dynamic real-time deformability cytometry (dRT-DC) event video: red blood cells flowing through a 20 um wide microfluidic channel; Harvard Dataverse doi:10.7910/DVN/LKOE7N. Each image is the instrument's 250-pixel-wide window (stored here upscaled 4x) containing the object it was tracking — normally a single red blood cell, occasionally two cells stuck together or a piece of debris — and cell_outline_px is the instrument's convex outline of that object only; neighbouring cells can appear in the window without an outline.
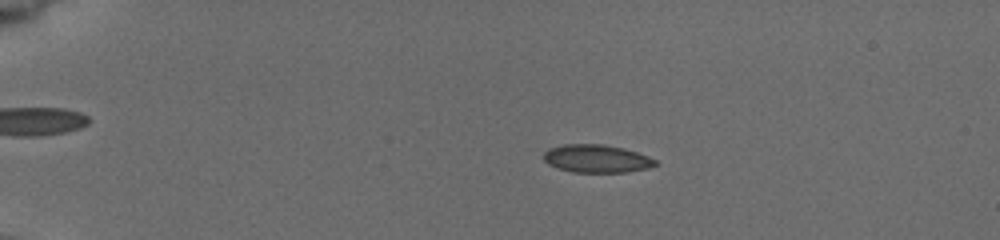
{"species": "common noctule bat (a hibernating species)", "species_latin": "Nyctalus noctula", "temperature_condition": "cold", "stored_images_in_passage": 58, "camera_frame_rate_fps": 3000, "um_per_image_px": 0.085, "animal": {"sex": "female", "body_mass_g": 19.5, "forearm_length_mm": 54.1}, "frame": {"image": 1, "passage_image": 12, "time_ms": 4.0, "image_size_px": [1000, 240], "cell_outline_px": [[656, 164], [644, 168], [628, 172], [572, 172], [548, 164], [544, 160], [544, 152], [548, 148], [564, 144], [604, 144], [624, 148], [648, 156], [656, 160]], "centroid_in_image_um": [50.68, 13.47], "position_along_channel_um": 34.3, "area_um2": 18.03}}
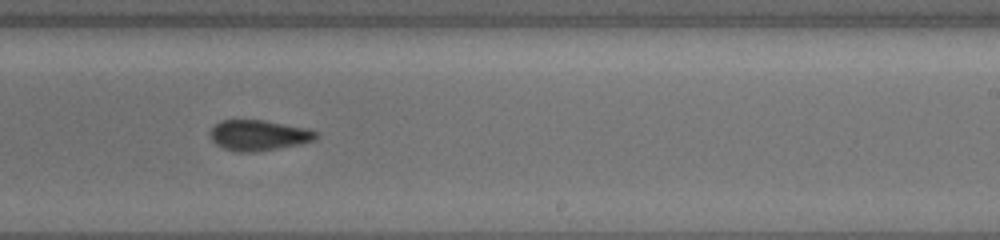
{"frame": {"image": 2, "passage_image": 37, "time_ms": 12.0, "image_size_px": [1000, 240], "cell_outline_px": [[316, 140], [300, 144], [256, 152], [236, 152], [224, 148], [216, 144], [212, 140], [212, 128], [220, 120], [264, 120], [308, 128], [316, 132]], "centroid_in_image_um": [22.0, 11.5], "position_along_channel_um": 267.0, "area_um2": 18.73}}
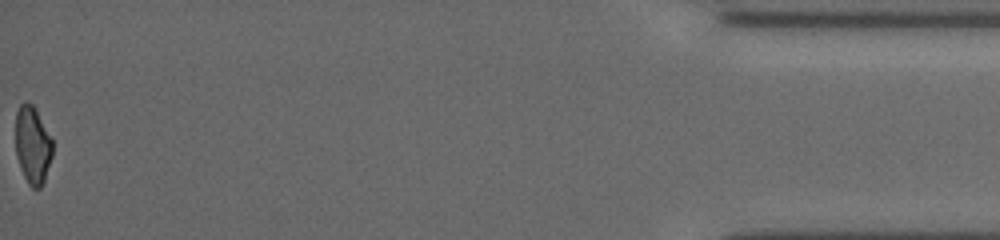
{"frame": {"image": 3, "passage_image": 57, "time_ms": 18.333, "image_size_px": [1000, 240], "cell_outline_px": [[52, 156], [44, 180], [40, 188], [32, 188], [28, 184], [20, 168], [16, 156], [16, 112], [20, 104], [24, 100], [32, 104], [36, 108], [52, 140]], "centroid_in_image_um": [2.76, 12.31], "position_along_channel_um": 432.4, "area_um2": 16.76}, "authors_computed_cell_mechanics": {"area_um2": 18.207, "velocity_mm_per_s": 3.8682, "shape_relaxation_time_tau1_ms": 3.0836, "shape_relaxation_time_tau2_ms": 2.1607, "deformation_change_tau1": 0.1167, "deformation_change_tau2": 0.0817}}